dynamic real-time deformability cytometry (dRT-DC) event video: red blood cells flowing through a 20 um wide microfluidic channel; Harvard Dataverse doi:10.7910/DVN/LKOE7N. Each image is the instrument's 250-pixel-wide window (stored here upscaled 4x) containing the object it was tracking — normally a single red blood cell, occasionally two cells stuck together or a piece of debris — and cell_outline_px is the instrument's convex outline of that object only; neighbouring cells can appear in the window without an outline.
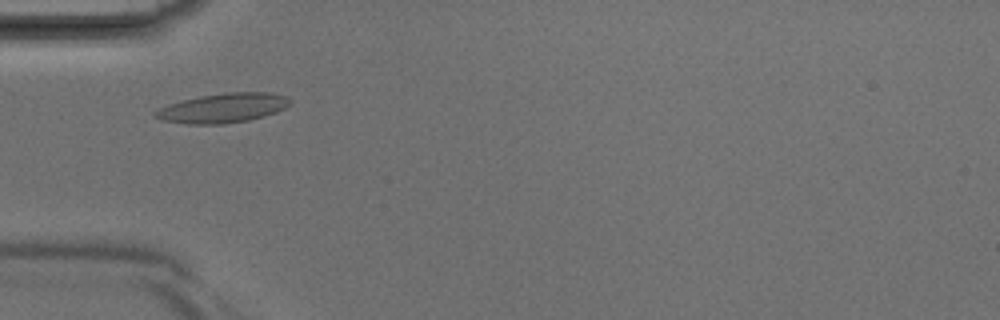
{"species": "Egyptian fruit bat (a non-hibernating species)", "species_latin": "Rousettus aegyptiacus", "temperature_condition": "room temperature", "stored_images_in_passage": 36, "camera_frame_rate_fps": 3000, "um_per_image_px": 0.085, "animal": {"sex": "male"}, "frame": {"image": 1, "passage_image": 8, "time_ms": 2.333, "image_size_px": [1000, 320], "cell_outline_px": [[292, 100], [284, 108], [276, 112], [264, 116], [248, 120], [224, 124], [188, 124], [160, 120], [152, 116], [152, 112], [168, 104], [200, 96], [224, 92], [272, 92], [288, 96]], "centroid_in_image_um": [18.94, 9.18], "position_along_channel_um": 66.1, "area_um2": 23.29}}
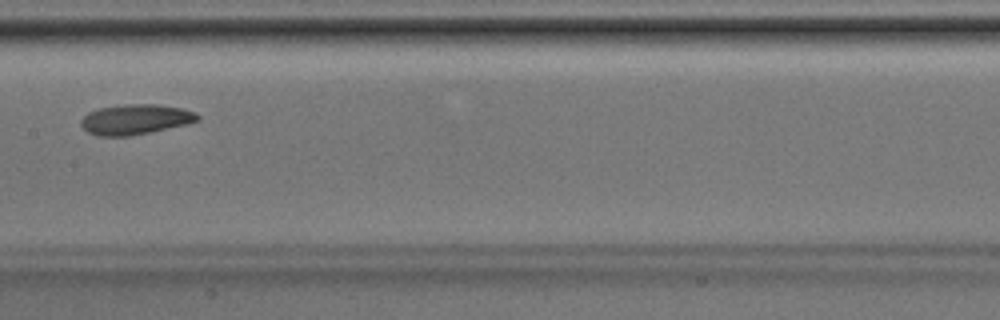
{"frame": {"image": 2, "passage_image": 16, "time_ms": 5.0, "image_size_px": [1000, 320], "cell_outline_px": [[200, 120], [188, 124], [128, 136], [96, 136], [88, 132], [80, 124], [80, 120], [88, 112], [100, 108], [128, 104], [156, 104], [180, 108], [196, 112], [200, 116]], "centroid_in_image_um": [11.51, 10.15], "position_along_channel_um": 195.9, "area_um2": 20.4}}
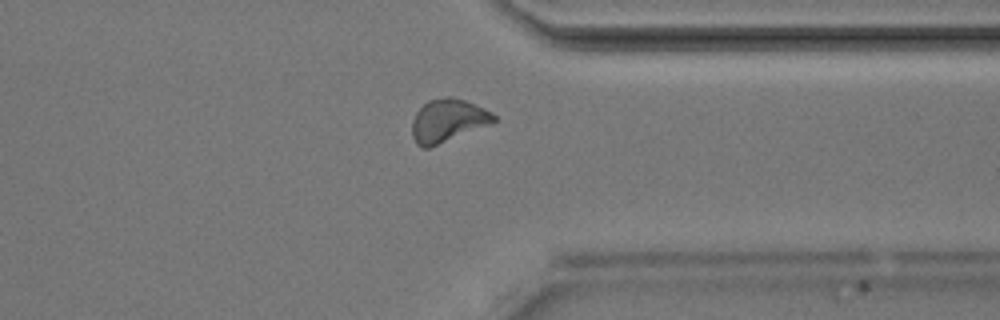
{"frame": {"image": 3, "passage_image": 27, "time_ms": 8.667, "image_size_px": [1000, 320], "cell_outline_px": [[496, 120], [492, 124], [428, 148], [420, 148], [416, 144], [412, 136], [412, 120], [416, 112], [428, 100], [444, 96], [452, 96], [464, 100], [484, 108], [492, 112], [496, 116]], "centroid_in_image_um": [38.06, 10.25], "position_along_channel_um": 373.3, "area_um2": 20.63}}